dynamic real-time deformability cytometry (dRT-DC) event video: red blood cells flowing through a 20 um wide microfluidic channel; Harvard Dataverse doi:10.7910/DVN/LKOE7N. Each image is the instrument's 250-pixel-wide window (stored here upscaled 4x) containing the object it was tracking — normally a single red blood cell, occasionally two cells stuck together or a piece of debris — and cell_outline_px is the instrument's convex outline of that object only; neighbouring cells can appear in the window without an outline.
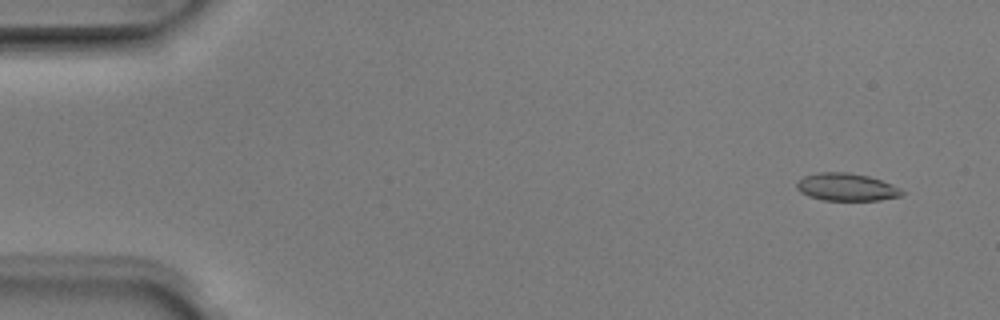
{"species": "Egyptian fruit bat (a non-hibernating species)", "species_latin": "Rousettus aegyptiacus", "temperature_condition": "room temperature", "stored_images_in_passage": 4, "camera_frame_rate_fps": 3000, "um_per_image_px": 0.085, "animal": {"sex": "male"}, "frame": {"image": 1, "passage_image": 1, "time_ms": 0.0, "image_size_px": [1000, 320], "cell_outline_px": [[904, 196], [880, 200], [824, 200], [808, 196], [800, 192], [796, 188], [796, 184], [804, 176], [816, 172], [848, 172], [868, 176], [892, 184], [900, 188], [904, 192]], "centroid_in_image_um": [71.96, 15.9], "position_along_channel_um": 13.0, "area_um2": 16.99}}
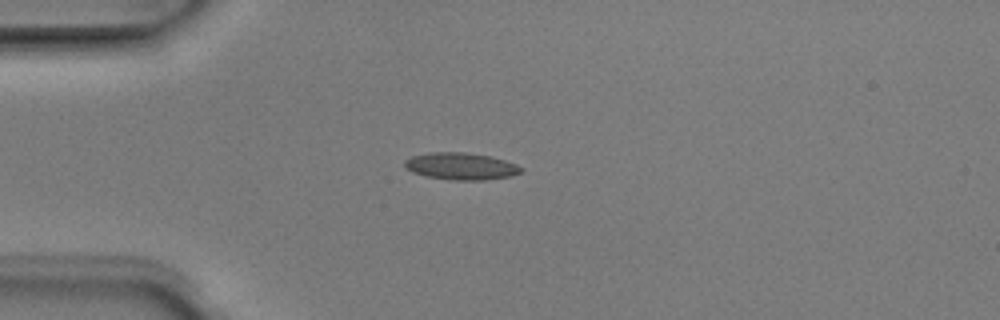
{"frame": {"image": 2, "passage_image": 4, "time_ms": 1.0, "image_size_px": [1000, 320], "cell_outline_px": [[524, 172], [512, 176], [484, 180], [452, 180], [428, 176], [412, 172], [404, 164], [404, 160], [412, 156], [428, 152], [464, 152], [488, 156], [504, 160], [516, 164], [524, 168]], "centroid_in_image_um": [39.22, 14.13], "position_along_channel_um": 45.8, "area_um2": 18.32}}